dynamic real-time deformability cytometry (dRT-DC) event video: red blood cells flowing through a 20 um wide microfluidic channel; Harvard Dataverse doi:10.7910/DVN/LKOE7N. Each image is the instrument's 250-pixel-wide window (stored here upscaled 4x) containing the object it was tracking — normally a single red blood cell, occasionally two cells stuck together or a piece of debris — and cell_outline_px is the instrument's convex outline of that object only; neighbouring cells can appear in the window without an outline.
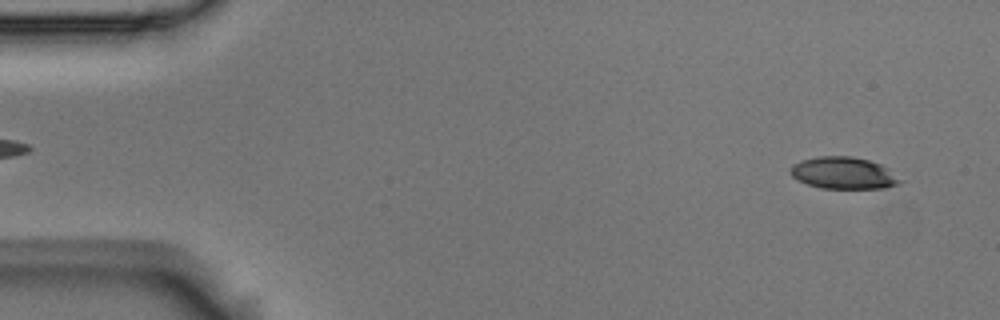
{"species": "Egyptian fruit bat (a non-hibernating species)", "species_latin": "Rousettus aegyptiacus", "temperature_condition": "room temperature", "stored_images_in_passage": 55, "camera_frame_rate_fps": 3000, "um_per_image_px": 0.085, "animal": {"sex": "male"}, "frame": {"image": 1, "passage_image": 4, "time_ms": 1.0, "image_size_px": [1000, 320], "cell_outline_px": [[904, 180], [896, 184], [884, 188], [820, 188], [796, 180], [792, 176], [792, 164], [800, 160], [816, 156], [852, 156], [868, 160], [880, 164], [888, 168]], "centroid_in_image_um": [71.7, 14.7], "position_along_channel_um": 13.3, "area_um2": 20.4}}
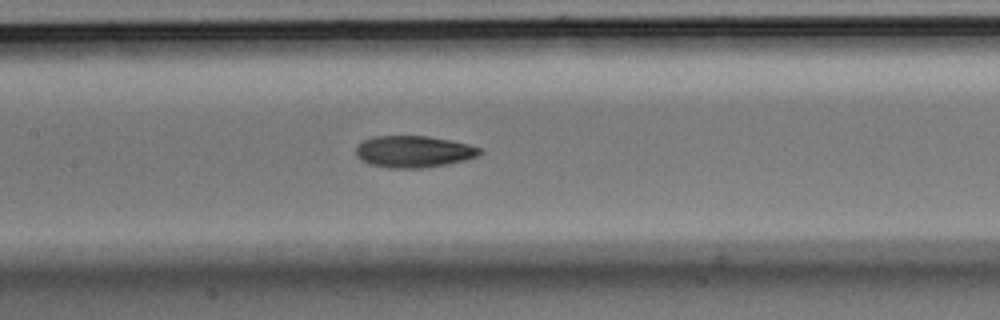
{"frame": {"image": 2, "passage_image": 26, "time_ms": 8.333, "image_size_px": [1000, 320], "cell_outline_px": [[484, 152], [480, 156], [448, 164], [424, 168], [388, 168], [368, 164], [360, 160], [356, 156], [356, 144], [372, 136], [428, 136], [468, 144], [480, 148]], "centroid_in_image_um": [35.14, 12.89], "position_along_channel_um": 172.3, "area_um2": 23.18}}
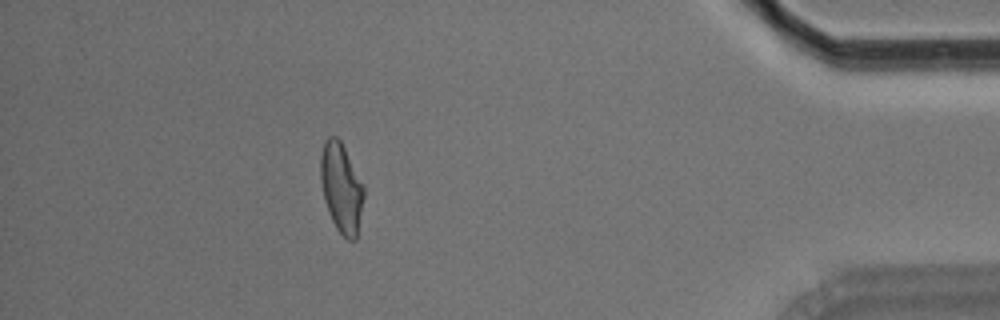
{"frame": {"image": 3, "passage_image": 49, "time_ms": 16.0, "image_size_px": [1000, 320], "cell_outline_px": [[364, 196], [356, 240], [348, 240], [336, 228], [328, 212], [324, 200], [320, 180], [320, 156], [324, 140], [328, 136], [336, 136], [340, 140], [364, 184]], "centroid_in_image_um": [29.0, 15.94], "position_along_channel_um": 406.2, "area_um2": 22.72}, "authors_computed_cell_mechanics": {"area_um2": 22.4842, "velocity_mm_per_s": 3.6949, "shape_relaxation_time_tau1_ms": 6.1885, "shape_relaxation_time_tau2_ms": 3.178, "deformation_change_tau1": 0.1845, "deformation_change_tau2": 0.1028}}